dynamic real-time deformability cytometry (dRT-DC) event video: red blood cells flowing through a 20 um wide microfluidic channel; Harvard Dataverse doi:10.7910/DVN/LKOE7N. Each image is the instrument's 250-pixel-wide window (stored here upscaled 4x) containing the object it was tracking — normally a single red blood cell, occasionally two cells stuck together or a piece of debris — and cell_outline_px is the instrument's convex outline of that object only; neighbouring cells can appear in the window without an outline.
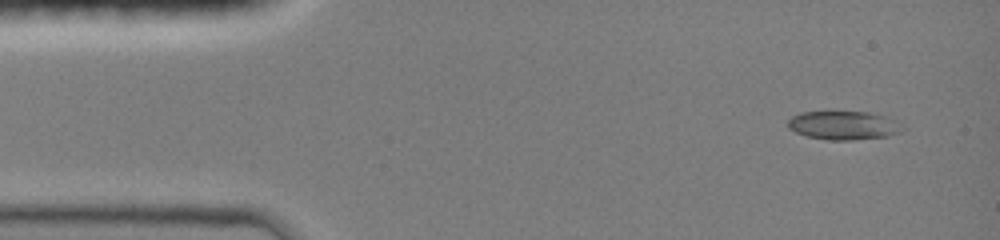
{"species": "common noctule bat (a hibernating species)", "species_latin": "Nyctalus noctula", "temperature_condition": "room temperature", "stored_images_in_passage": 24, "camera_frame_rate_fps": 3000, "um_per_image_px": 0.085, "animal": {"sex": "female", "body_mass_g": 19.0, "forearm_length_mm": 51.5}, "frame": {"image": 1, "passage_image": 1, "time_ms": 0.0, "image_size_px": [1000, 240], "cell_outline_px": [[908, 128], [900, 132], [888, 136], [848, 140], [828, 140], [808, 136], [796, 132], [788, 128], [788, 120], [792, 116], [800, 112], [828, 108], [868, 112], [888, 116], [896, 120]], "centroid_in_image_um": [71.71, 10.59], "position_along_channel_um": 13.3, "area_um2": 20.23}}
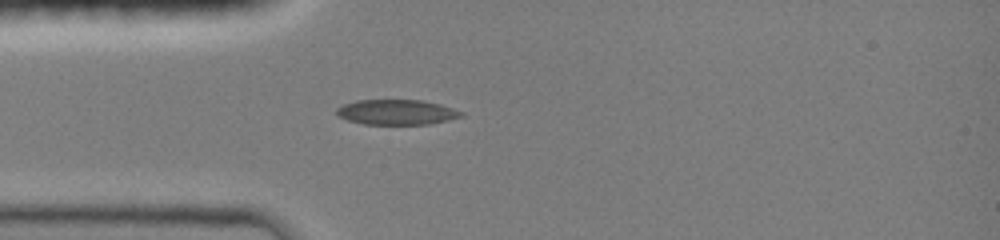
{"frame": {"image": 2, "passage_image": 20, "time_ms": 3.0, "image_size_px": [1000, 240], "cell_outline_px": [[464, 116], [448, 120], [428, 124], [364, 124], [348, 120], [336, 116], [336, 108], [344, 104], [356, 100], [424, 100], [440, 104], [464, 112]], "centroid_in_image_um": [33.71, 9.53], "position_along_channel_um": 51.3, "area_um2": 18.32}}